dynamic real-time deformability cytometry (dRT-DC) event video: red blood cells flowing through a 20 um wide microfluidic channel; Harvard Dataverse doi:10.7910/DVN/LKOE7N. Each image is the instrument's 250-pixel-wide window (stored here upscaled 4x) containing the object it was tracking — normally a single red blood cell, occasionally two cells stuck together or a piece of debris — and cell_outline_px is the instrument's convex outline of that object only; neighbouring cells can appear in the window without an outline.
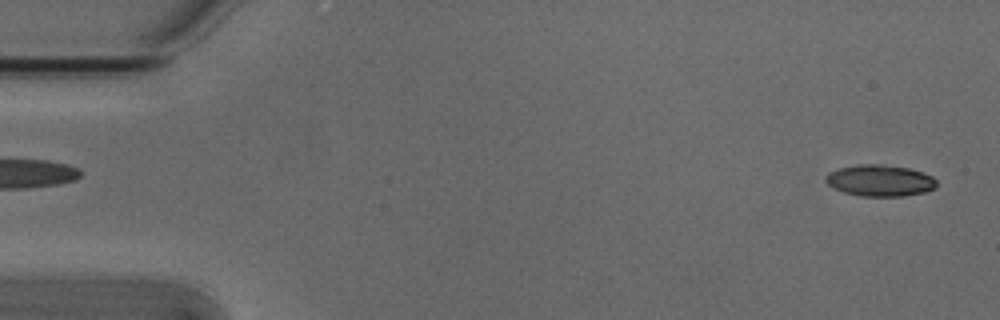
{"species": "Egyptian fruit bat (a non-hibernating species)", "species_latin": "Rousettus aegyptiacus", "temperature_condition": "cold", "stored_images_in_passage": 3, "camera_frame_rate_fps": 3000, "um_per_image_px": 0.085, "animal": {"sex": "male"}, "frame": {"image": 1, "passage_image": 1, "time_ms": 0.0, "image_size_px": [1000, 320], "cell_outline_px": [[936, 188], [924, 192], [904, 196], [860, 196], [844, 192], [832, 188], [824, 180], [828, 172], [840, 168], [860, 164], [876, 164], [908, 168], [924, 172], [932, 176], [936, 180]], "centroid_in_image_um": [74.79, 15.35], "position_along_channel_um": 10.2, "area_um2": 20.35}}